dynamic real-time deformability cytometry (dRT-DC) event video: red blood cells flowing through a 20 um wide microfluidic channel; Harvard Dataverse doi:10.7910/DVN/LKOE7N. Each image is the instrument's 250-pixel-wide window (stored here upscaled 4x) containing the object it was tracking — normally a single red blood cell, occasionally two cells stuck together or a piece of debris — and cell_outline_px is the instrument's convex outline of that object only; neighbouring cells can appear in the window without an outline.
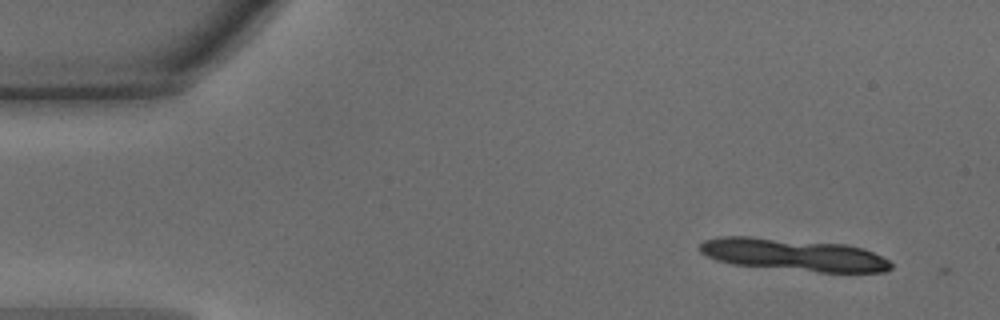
{"species": "common noctule bat (a hibernating species)", "species_latin": "Nyctalus noctula", "temperature_condition": "warm", "stored_images_in_passage": 6, "camera_frame_rate_fps": 3000, "um_per_image_px": 0.085, "animal": {"sex": "male", "body_mass_g": 15.6}, "frame": {"image": 1, "passage_image": 2, "time_ms": 0.333, "image_size_px": [1000, 320], "cell_outline_px": [[892, 268], [884, 272], [820, 272], [732, 264], [716, 260], [700, 252], [700, 244], [704, 240], [720, 236], [748, 236], [844, 244], [864, 248], [888, 260], [892, 264]], "centroid_in_image_um": [67.44, 21.65], "position_along_channel_um": 17.6, "area_um2": 35.78}}